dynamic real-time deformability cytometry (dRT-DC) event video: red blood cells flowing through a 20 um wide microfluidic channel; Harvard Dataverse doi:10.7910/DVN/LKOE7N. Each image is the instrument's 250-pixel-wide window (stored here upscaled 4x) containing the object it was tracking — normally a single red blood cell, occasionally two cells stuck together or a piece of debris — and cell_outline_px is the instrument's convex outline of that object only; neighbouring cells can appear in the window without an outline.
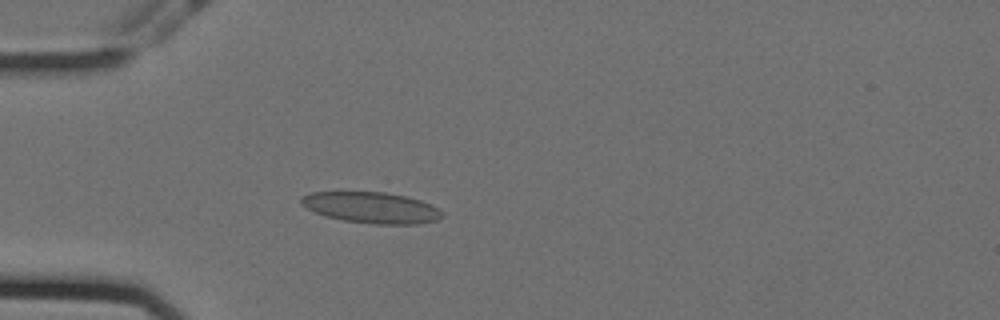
{"species": "Egyptian fruit bat (a non-hibernating species)", "species_latin": "Rousettus aegyptiacus", "temperature_condition": "cold", "stored_images_in_passage": 51, "camera_frame_rate_fps": 3000, "um_per_image_px": 0.085, "animal": {"sex": "female"}, "frame": {"image": 1, "passage_image": 11, "time_ms": 3.333, "image_size_px": [1000, 320], "cell_outline_px": [[444, 216], [436, 220], [416, 224], [372, 224], [344, 220], [324, 216], [300, 204], [300, 200], [304, 196], [312, 192], [384, 192], [404, 196], [420, 200], [444, 212]], "centroid_in_image_um": [31.57, 17.65], "position_along_channel_um": 53.4, "area_um2": 25.26}}
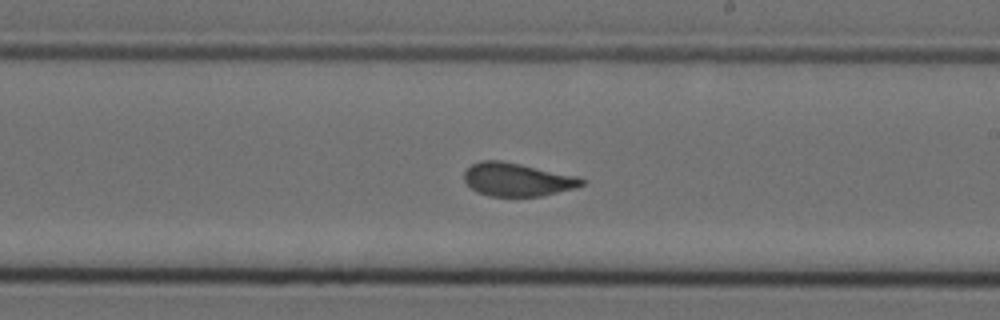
{"frame": {"image": 2, "passage_image": 28, "time_ms": 9.0, "image_size_px": [1000, 320], "cell_outline_px": [[584, 184], [576, 188], [540, 196], [488, 196], [476, 192], [464, 180], [464, 172], [472, 164], [480, 160], [500, 160], [580, 176], [584, 180]], "centroid_in_image_um": [43.97, 15.26], "position_along_channel_um": 245.0, "area_um2": 22.83}}
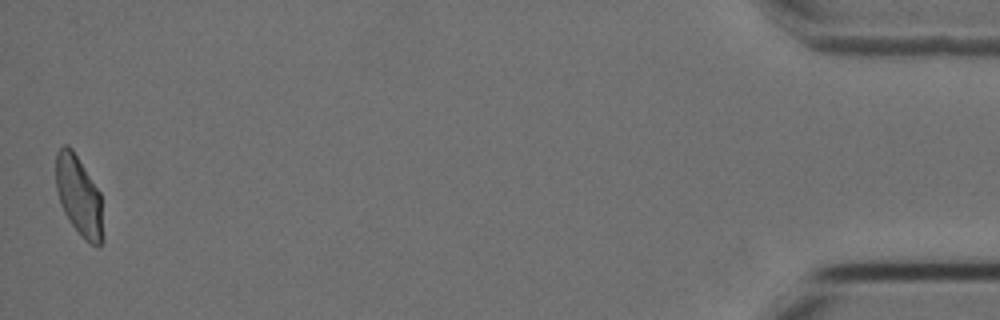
{"frame": {"image": 3, "passage_image": 51, "time_ms": 16.667, "image_size_px": [1000, 320], "cell_outline_px": [[104, 240], [100, 248], [84, 240], [80, 236], [64, 212], [60, 204], [56, 188], [56, 152], [64, 144], [68, 144], [72, 148], [100, 192], [104, 236]], "centroid_in_image_um": [6.73, 16.7], "position_along_channel_um": 428.5, "area_um2": 22.2}, "authors_computed_cell_mechanics": {"area_um2": 23.2356, "velocity_mm_per_s": 3.5452, "shape_relaxation_time_tau1_ms": 6.7264, "shape_relaxation_time_tau2_ms": 0.6419, "deformation_change_tau1": 0.1706, "deformation_change_tau2": 0.0643}}